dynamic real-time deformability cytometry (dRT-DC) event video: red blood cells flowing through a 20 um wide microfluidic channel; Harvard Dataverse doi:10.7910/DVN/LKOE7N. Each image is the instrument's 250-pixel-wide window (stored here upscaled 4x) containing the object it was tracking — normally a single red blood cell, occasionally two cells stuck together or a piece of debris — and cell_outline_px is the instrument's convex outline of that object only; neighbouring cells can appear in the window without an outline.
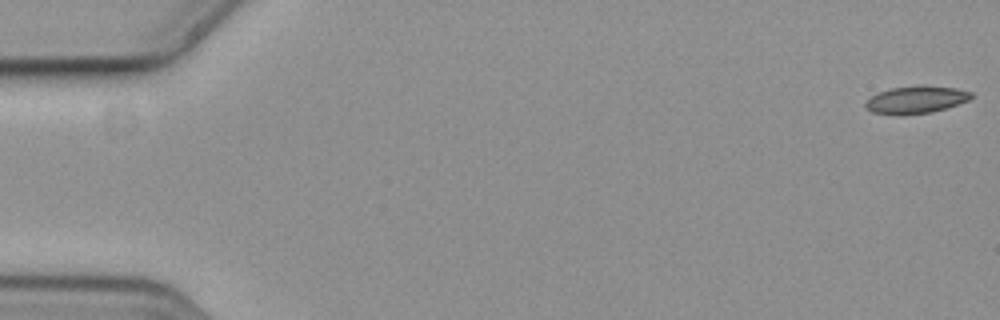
{"species": "common noctule bat (a hibernating species)", "species_latin": "Nyctalus noctula", "temperature_condition": "cold", "stored_images_in_passage": 57, "camera_frame_rate_fps": 3000, "um_per_image_px": 0.085, "animal": {"sex": "female", "body_mass_g": 19.3, "forearm_length_mm": 54.1}, "frame": {"image": 1, "passage_image": 1, "time_ms": 0.0, "image_size_px": [1000, 320], "cell_outline_px": [[972, 96], [968, 100], [932, 112], [900, 116], [896, 116], [872, 112], [864, 108], [864, 104], [872, 96], [880, 92], [892, 88], [920, 84], [956, 88], [972, 92]], "centroid_in_image_um": [77.82, 8.48], "position_along_channel_um": 7.2, "area_um2": 17.05}}
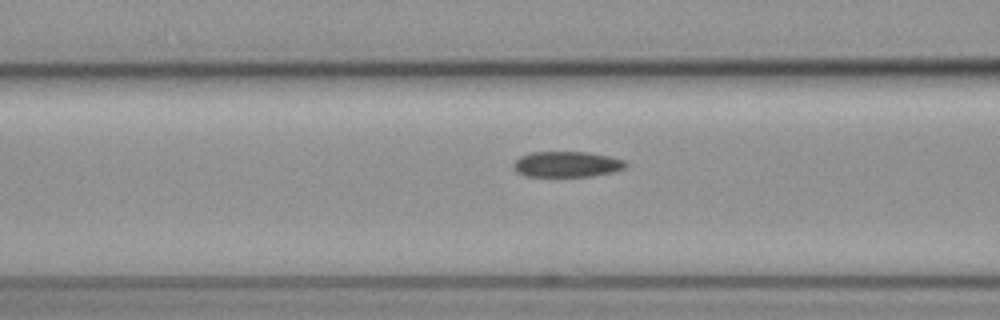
{"frame": {"image": 2, "passage_image": 23, "time_ms": 7.333, "image_size_px": [1000, 320], "cell_outline_px": [[628, 164], [624, 168], [612, 172], [592, 176], [528, 176], [516, 172], [512, 164], [520, 156], [532, 152], [584, 152], [608, 156], [624, 160]], "centroid_in_image_um": [48.16, 13.96], "position_along_channel_um": 118.4, "area_um2": 16.65}}
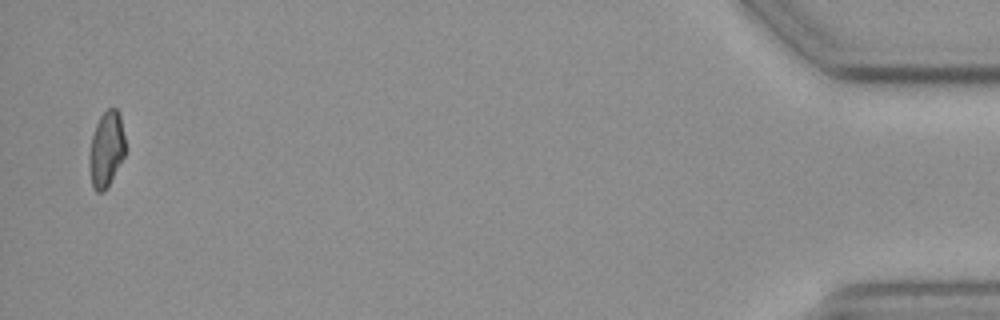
{"frame": {"image": 3, "passage_image": 56, "time_ms": 18.333, "image_size_px": [1000, 320], "cell_outline_px": [[124, 156], [104, 192], [96, 192], [92, 188], [88, 160], [88, 156], [92, 136], [96, 124], [100, 116], [108, 108], [116, 108], [120, 116], [124, 136]], "centroid_in_image_um": [9.0, 12.7], "position_along_channel_um": 426.2, "area_um2": 15.72}, "authors_computed_cell_mechanics": {"area_um2": 16.9932, "velocity_mm_per_s": 3.6445, "shape_relaxation_time_tau1_ms": 5.8059, "shape_relaxation_time_tau2_ms": 8.9483, "deformation_change_tau1": 0.1114, "deformation_change_tau2": 0.151}}